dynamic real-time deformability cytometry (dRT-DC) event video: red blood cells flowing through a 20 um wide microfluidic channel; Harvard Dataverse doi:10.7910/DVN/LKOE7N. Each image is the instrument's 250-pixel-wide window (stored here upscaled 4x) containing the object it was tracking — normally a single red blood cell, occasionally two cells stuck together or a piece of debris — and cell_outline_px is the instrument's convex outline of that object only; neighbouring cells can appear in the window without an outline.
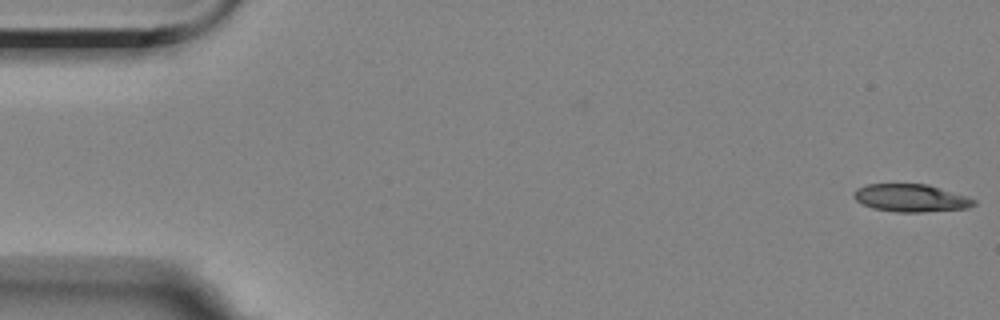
{"species": "Egyptian fruit bat (a non-hibernating species)", "species_latin": "Rousettus aegyptiacus", "temperature_condition": "room temperature", "stored_images_in_passage": 6, "camera_frame_rate_fps": 3000, "um_per_image_px": 0.085, "animal": {"sex": "female"}, "frame": {"image": 1, "passage_image": 1, "time_ms": 0.0, "image_size_px": [1000, 320], "cell_outline_px": [[976, 204], [968, 208], [920, 212], [896, 212], [872, 208], [856, 200], [852, 196], [852, 192], [856, 188], [868, 184], [928, 184], [976, 200]], "centroid_in_image_um": [77.38, 16.83], "position_along_channel_um": 7.6, "area_um2": 19.25}}
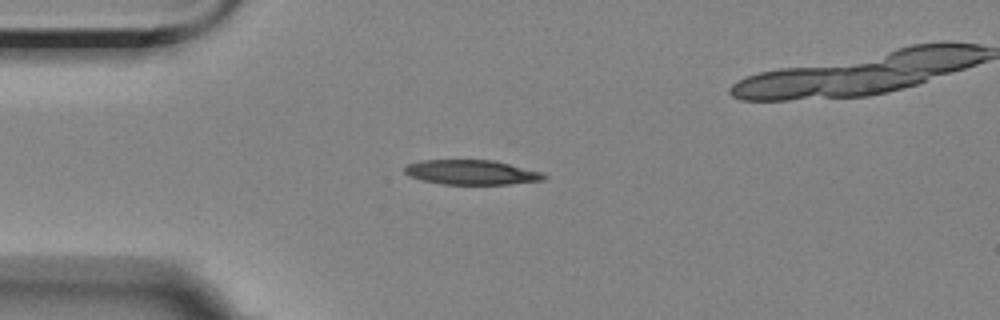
{"frame": {"image": 2, "passage_image": 5, "time_ms": 4.333, "image_size_px": [1000, 320], "cell_outline_px": [[548, 176], [544, 180], [508, 184], [444, 184], [424, 180], [408, 176], [404, 172], [404, 168], [408, 164], [420, 160], [492, 160], [540, 172]], "centroid_in_image_um": [40.04, 14.64], "position_along_channel_um": 45.0, "area_um2": 19.77}}